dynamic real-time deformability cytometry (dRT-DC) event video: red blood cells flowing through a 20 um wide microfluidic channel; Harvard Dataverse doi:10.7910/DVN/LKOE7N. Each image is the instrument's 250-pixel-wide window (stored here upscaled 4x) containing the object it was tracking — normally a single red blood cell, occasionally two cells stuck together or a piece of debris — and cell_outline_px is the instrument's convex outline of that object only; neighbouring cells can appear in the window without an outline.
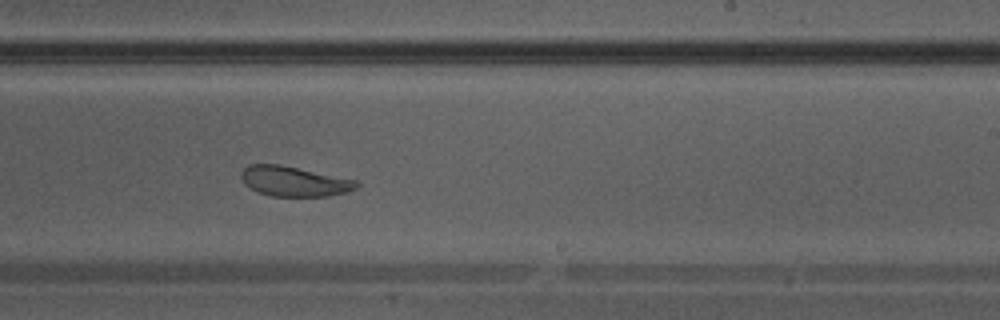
{"species": "Egyptian fruit bat (a non-hibernating species)", "species_latin": "Rousettus aegyptiacus", "temperature_condition": "warm", "stored_images_in_passage": 37, "camera_frame_rate_fps": 3000, "um_per_image_px": 0.085, "animal": {"sex": "male"}, "frame": {"image": 1, "passage_image": 22, "time_ms": 7.0, "image_size_px": [1000, 320], "cell_outline_px": [[360, 184], [356, 188], [348, 192], [328, 196], [268, 196], [256, 192], [244, 184], [240, 176], [240, 172], [248, 164], [280, 164], [356, 180]], "centroid_in_image_um": [24.96, 15.41], "position_along_channel_um": 264.0, "area_um2": 20.35}}